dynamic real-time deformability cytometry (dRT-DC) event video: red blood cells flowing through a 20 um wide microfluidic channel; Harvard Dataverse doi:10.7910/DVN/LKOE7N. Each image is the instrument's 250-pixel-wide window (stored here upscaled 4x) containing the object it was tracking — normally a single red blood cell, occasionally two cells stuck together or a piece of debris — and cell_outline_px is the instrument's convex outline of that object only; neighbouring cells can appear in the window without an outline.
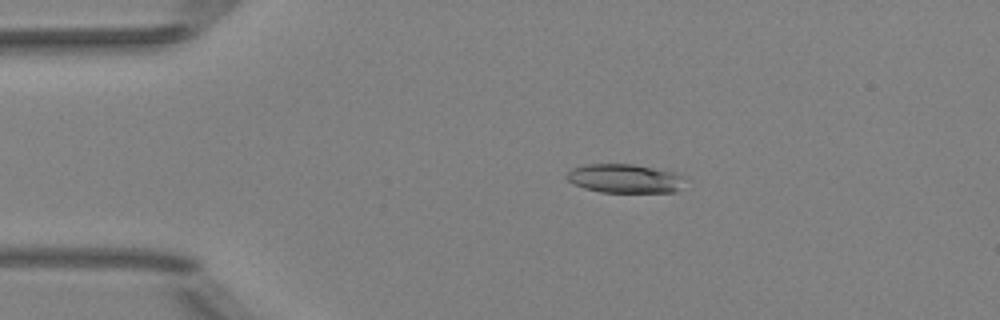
{"species": "Egyptian fruit bat (a non-hibernating species)", "species_latin": "Rousettus aegyptiacus", "temperature_condition": "room temperature", "stored_images_in_passage": 43, "camera_frame_rate_fps": 3000, "um_per_image_px": 0.085, "animal": {"sex": "female"}, "frame": {"image": 1, "passage_image": 2, "time_ms": 0.333, "image_size_px": [1000, 320], "cell_outline_px": [[684, 176], [680, 188], [676, 192], [600, 192], [584, 188], [572, 184], [568, 180], [568, 172], [572, 168], [584, 164], [632, 164], [676, 172]], "centroid_in_image_um": [53.09, 15.17], "position_along_channel_um": 31.9, "area_um2": 19.88}}
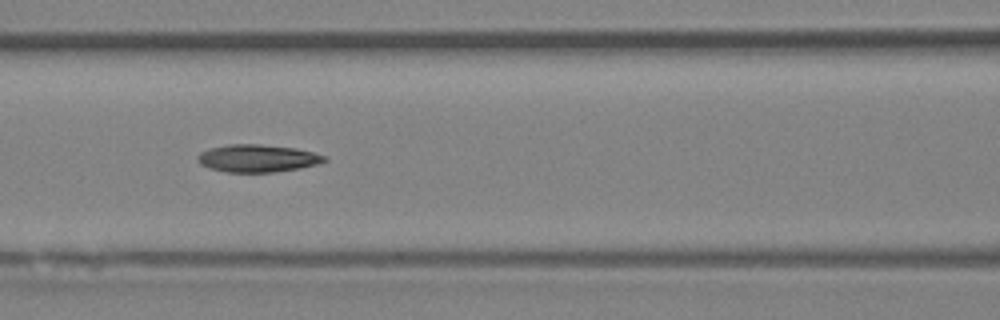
{"frame": {"image": 2, "passage_image": 14, "time_ms": 4.333, "image_size_px": [1000, 320], "cell_outline_px": [[328, 160], [316, 164], [300, 168], [272, 172], [224, 172], [208, 168], [200, 164], [196, 160], [196, 156], [200, 152], [208, 148], [228, 144], [260, 144], [296, 148], [312, 152], [324, 156]], "centroid_in_image_um": [21.81, 13.45], "position_along_channel_um": 144.8, "area_um2": 20.46}}
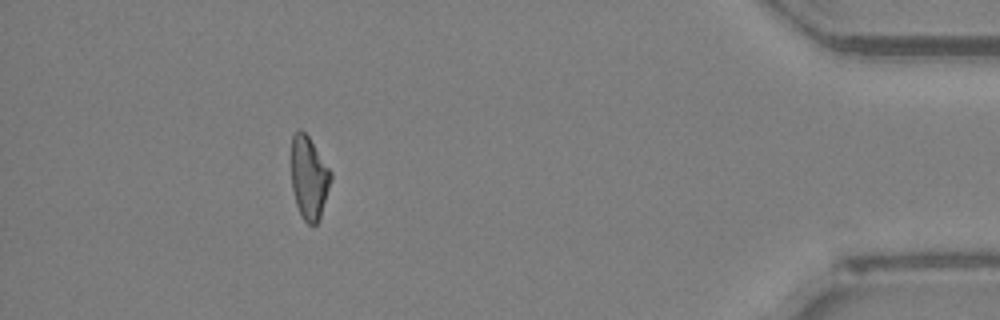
{"frame": {"image": 3, "passage_image": 38, "time_ms": 12.333, "image_size_px": [1000, 320], "cell_outline_px": [[332, 180], [320, 220], [316, 224], [308, 224], [300, 216], [296, 204], [292, 188], [292, 136], [300, 128], [308, 136], [332, 172]], "centroid_in_image_um": [26.28, 15.15], "position_along_channel_um": 408.9, "area_um2": 19.19}, "authors_computed_cell_mechanics": {"area_um2": 19.9988, "velocity_mm_per_s": 4.0055, "shape_relaxation_time_tau1_ms": null, "shape_relaxation_time_tau2_ms": 6.0153, "deformation_change_tau1": null, "deformation_change_tau2": 0.1484}}